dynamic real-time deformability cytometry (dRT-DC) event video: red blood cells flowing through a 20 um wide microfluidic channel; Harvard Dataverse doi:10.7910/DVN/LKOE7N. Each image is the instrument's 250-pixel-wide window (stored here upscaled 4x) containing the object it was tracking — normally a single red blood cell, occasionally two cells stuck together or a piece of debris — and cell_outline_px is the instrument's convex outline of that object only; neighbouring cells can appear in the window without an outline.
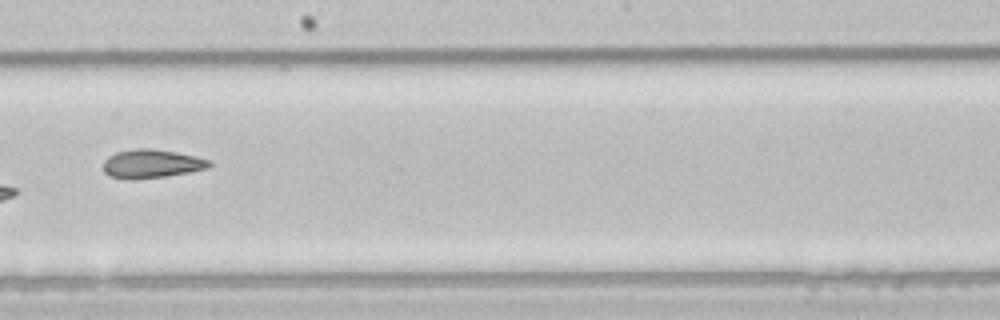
{"species": "common noctule bat (a hibernating species)", "species_latin": "Nyctalus noctula", "temperature_condition": "room temperature", "stored_images_in_passage": 32, "camera_frame_rate_fps": 3000, "um_per_image_px": 0.085, "animal": {"sex": "male", "body_mass_g": 21.5, "forearm_length_mm": 52.0}, "frame": {"image": 1, "passage_image": 14, "time_ms": 4.333, "image_size_px": [1000, 320], "cell_outline_px": [[212, 164], [208, 168], [188, 172], [164, 176], [132, 180], [128, 180], [108, 176], [104, 172], [104, 160], [108, 156], [116, 152], [136, 148], [148, 148], [176, 152], [208, 160]], "centroid_in_image_um": [12.81, 13.93], "position_along_channel_um": 235.4, "area_um2": 17.57}, "authors_computed_cell_mechanics": {"area_um2": 17.9758, "velocity_mm_per_s": 3.9888, "shape_relaxation_time_tau1_ms": null, "shape_relaxation_time_tau2_ms": 5.5932, "deformation_change_tau1": null, "deformation_change_tau2": 0.1613}}